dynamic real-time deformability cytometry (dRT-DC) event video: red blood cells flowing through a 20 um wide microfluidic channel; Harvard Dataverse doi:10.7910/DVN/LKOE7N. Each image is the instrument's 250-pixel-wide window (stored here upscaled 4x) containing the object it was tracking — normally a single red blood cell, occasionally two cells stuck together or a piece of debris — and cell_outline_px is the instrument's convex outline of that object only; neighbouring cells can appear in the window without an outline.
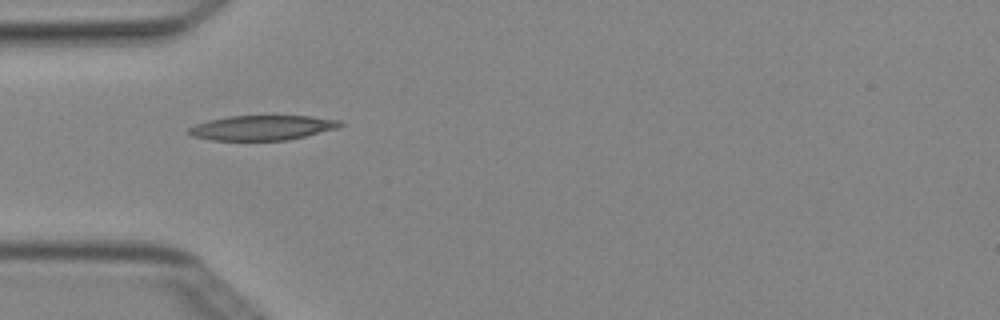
{"species": "Egyptian fruit bat (a non-hibernating species)", "species_latin": "Rousettus aegyptiacus", "temperature_condition": "cold", "stored_images_in_passage": 4, "camera_frame_rate_fps": 3000, "um_per_image_px": 0.085, "animal": {"sex": "female"}, "frame": {"image": 1, "passage_image": 1, "time_ms": 0.0, "image_size_px": [1000, 320], "cell_outline_px": [[344, 124], [336, 128], [288, 140], [212, 140], [192, 136], [184, 132], [188, 128], [196, 124], [208, 120], [228, 116], [308, 116], [340, 120]], "centroid_in_image_um": [22.22, 10.85], "position_along_channel_um": 62.8, "area_um2": 21.79}}
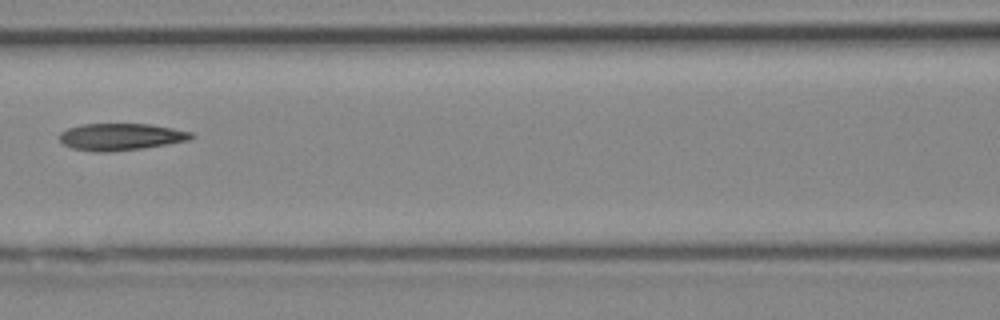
{"frame": {"image": 2, "passage_image": 3, "time_ms": 0.667, "image_size_px": [1000, 320], "cell_outline_px": [[196, 136], [188, 140], [168, 144], [144, 148], [108, 152], [96, 152], [72, 148], [60, 144], [60, 132], [68, 128], [84, 124], [148, 124], [172, 128], [192, 132]], "centroid_in_image_um": [10.25, 11.63], "position_along_channel_um": 156.3, "area_um2": 20.75}}
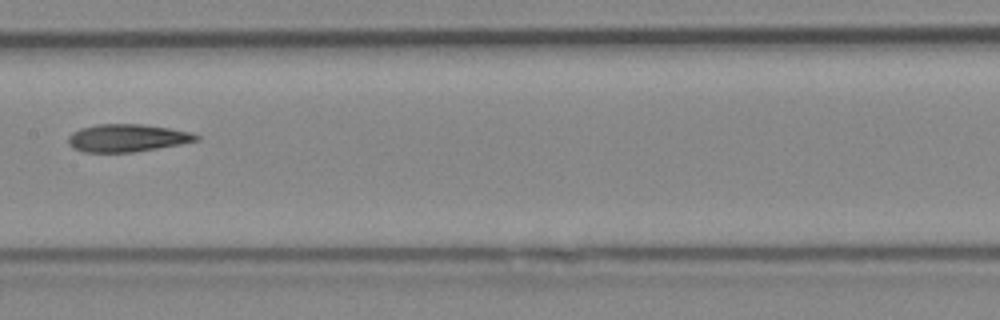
{"frame": {"image": 3, "passage_image": 4, "time_ms": 1.0, "image_size_px": [1000, 320], "cell_outline_px": [[200, 140], [180, 144], [132, 152], [84, 152], [72, 148], [68, 144], [68, 136], [72, 132], [80, 128], [96, 124], [144, 124], [192, 132], [200, 136]], "centroid_in_image_um": [10.79, 11.72], "position_along_channel_um": 196.6, "area_um2": 20.69}}